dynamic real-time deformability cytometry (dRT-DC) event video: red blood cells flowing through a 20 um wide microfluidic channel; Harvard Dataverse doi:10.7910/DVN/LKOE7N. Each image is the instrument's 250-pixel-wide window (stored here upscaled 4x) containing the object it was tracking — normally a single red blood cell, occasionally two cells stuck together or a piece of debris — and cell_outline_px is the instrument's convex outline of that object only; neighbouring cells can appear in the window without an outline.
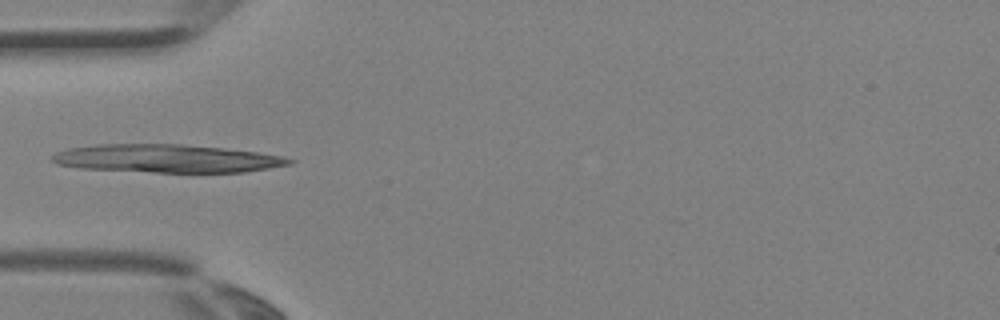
{"species": "Egyptian fruit bat (a non-hibernating species)", "species_latin": "Rousettus aegyptiacus", "temperature_condition": "room temperature", "stored_images_in_passage": 4, "camera_frame_rate_fps": 3000, "um_per_image_px": 0.085, "animal": {"sex": "female"}, "frame": {"image": 1, "passage_image": 4, "time_ms": 1.0, "image_size_px": [1000, 320], "cell_outline_px": [[296, 160], [292, 164], [244, 172], [152, 172], [80, 168], [56, 164], [52, 160], [52, 156], [56, 152], [68, 148], [96, 144], [184, 144], [224, 148], [256, 152], [284, 156]], "centroid_in_image_um": [14.18, 13.47], "position_along_channel_um": 70.8, "area_um2": 38.9}}